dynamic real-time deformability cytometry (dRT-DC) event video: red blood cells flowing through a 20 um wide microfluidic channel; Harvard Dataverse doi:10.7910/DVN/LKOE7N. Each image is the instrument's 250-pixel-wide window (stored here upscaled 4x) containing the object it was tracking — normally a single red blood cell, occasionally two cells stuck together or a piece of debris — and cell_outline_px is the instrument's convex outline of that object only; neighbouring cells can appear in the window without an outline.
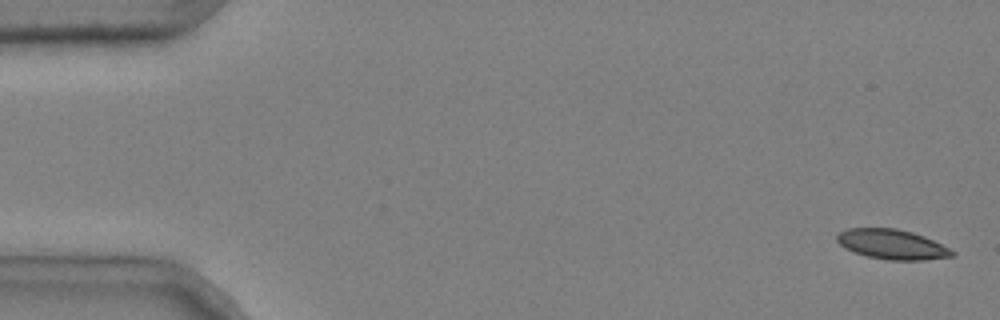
{"species": "common noctule bat (a hibernating species)", "species_latin": "Nyctalus noctula", "temperature_condition": "cold", "stored_images_in_passage": 4, "camera_frame_rate_fps": 3000, "um_per_image_px": 0.085, "animal": {"sex": "male", "body_mass_g": 20.4}, "frame": {"image": 1, "passage_image": 1, "time_ms": 0.0, "image_size_px": [1000, 320], "cell_outline_px": [[956, 256], [924, 260], [888, 260], [868, 256], [844, 248], [836, 240], [836, 236], [840, 232], [848, 228], [896, 228], [912, 232], [924, 236], [956, 252]], "centroid_in_image_um": [75.83, 20.77], "position_along_channel_um": 9.2, "area_um2": 19.94}}
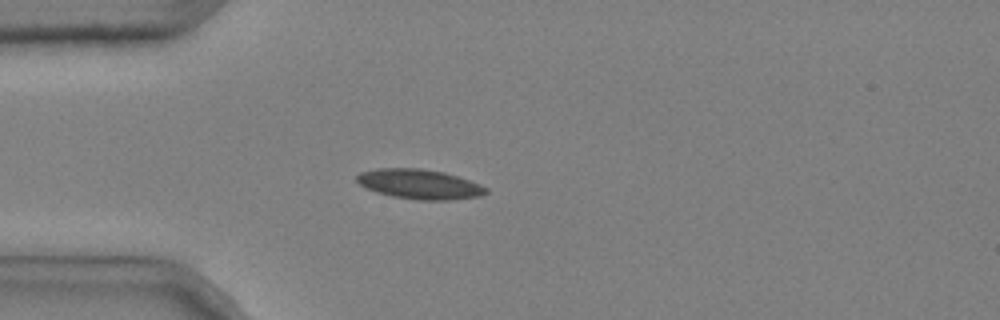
{"frame": {"image": 2, "passage_image": 4, "time_ms": 1.0, "image_size_px": [1000, 320], "cell_outline_px": [[488, 192], [480, 196], [448, 200], [416, 200], [392, 196], [376, 192], [360, 184], [356, 180], [356, 176], [360, 172], [380, 168], [420, 168], [444, 172], [468, 180], [488, 188]], "centroid_in_image_um": [35.65, 15.65], "position_along_channel_um": 49.4, "area_um2": 22.25}}